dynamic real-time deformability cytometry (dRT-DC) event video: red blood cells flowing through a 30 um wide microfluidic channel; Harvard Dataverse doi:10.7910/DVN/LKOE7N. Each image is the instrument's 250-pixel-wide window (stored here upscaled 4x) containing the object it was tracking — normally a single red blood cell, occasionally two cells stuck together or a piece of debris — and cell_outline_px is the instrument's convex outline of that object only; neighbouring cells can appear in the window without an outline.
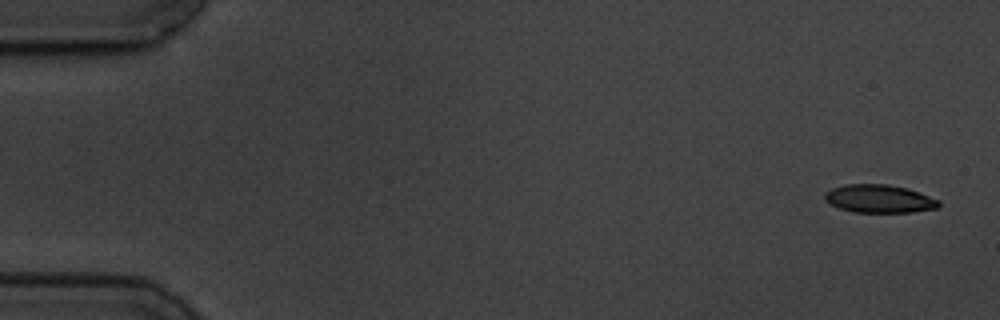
{"species": "common noctule bat (a hibernating species)", "species_latin": "Nyctalus noctula", "temperature_condition": "cold", "stored_images_in_passage": 6, "camera_frame_rate_fps": 3000, "um_per_image_px": 0.085, "animal": {"sex": "male", "body_mass_g": 19.5, "forearm_length_mm": 54.6}, "frame": {"image": 1, "passage_image": 1, "time_ms": 0.0, "image_size_px": [1000, 320], "cell_outline_px": [[940, 204], [936, 208], [912, 212], [852, 212], [840, 208], [824, 200], [824, 192], [832, 188], [844, 184], [888, 184], [908, 188], [920, 192], [940, 200]], "centroid_in_image_um": [74.73, 16.88], "position_along_channel_um": 10.3, "area_um2": 18.79}}